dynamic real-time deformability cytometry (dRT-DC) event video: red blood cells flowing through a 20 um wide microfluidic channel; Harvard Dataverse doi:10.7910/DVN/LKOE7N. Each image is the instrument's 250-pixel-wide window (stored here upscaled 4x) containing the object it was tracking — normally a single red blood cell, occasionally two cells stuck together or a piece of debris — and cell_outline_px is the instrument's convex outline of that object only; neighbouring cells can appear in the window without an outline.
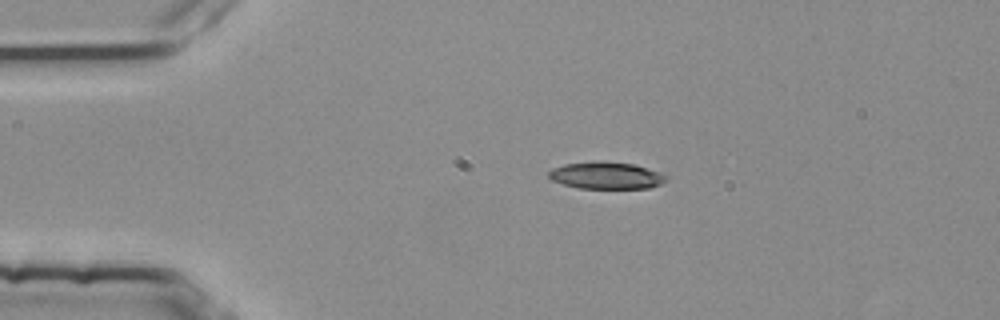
{"species": "common noctule bat (a hibernating species)", "species_latin": "Nyctalus noctula", "temperature_condition": "room temperature", "stored_images_in_passage": 4, "camera_frame_rate_fps": 3000, "um_per_image_px": 0.085, "animal": {"sex": "female", "body_mass_g": 25.1}, "frame": {"image": 1, "passage_image": 3, "time_ms": 0.667, "image_size_px": [1000, 320], "cell_outline_px": [[668, 180], [660, 184], [648, 188], [580, 188], [564, 184], [552, 180], [548, 176], [548, 172], [552, 168], [564, 164], [592, 160], [632, 164], [660, 172], [668, 176]], "centroid_in_image_um": [51.52, 14.9], "position_along_channel_um": 33.5, "area_um2": 18.5}}